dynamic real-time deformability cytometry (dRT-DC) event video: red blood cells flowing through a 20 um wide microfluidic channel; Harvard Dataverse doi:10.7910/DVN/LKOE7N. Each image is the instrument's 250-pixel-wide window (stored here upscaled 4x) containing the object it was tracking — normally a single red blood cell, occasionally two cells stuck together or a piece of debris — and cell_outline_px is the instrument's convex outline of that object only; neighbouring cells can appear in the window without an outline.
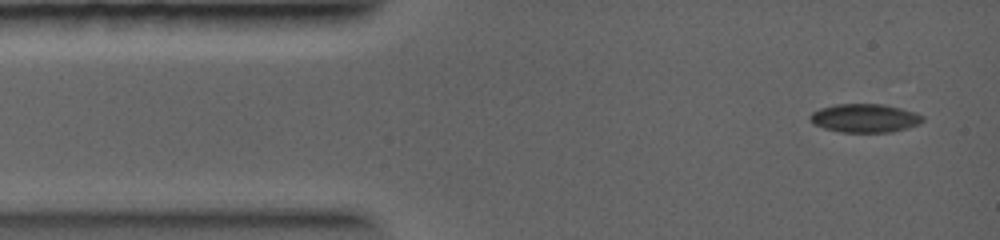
{"species": "common noctule bat (a hibernating species)", "species_latin": "Nyctalus noctula", "temperature_condition": "warm", "stored_images_in_passage": 17, "camera_frame_rate_fps": 5000, "um_per_image_px": 0.085, "animal": {"sex": "female", "body_mass_g": 19.0, "forearm_length_mm": 56.7}, "frame": {"image": 1, "passage_image": 1, "time_ms": 0.0, "image_size_px": [1000, 240], "cell_outline_px": [[924, 120], [920, 124], [908, 128], [892, 132], [840, 132], [824, 128], [812, 124], [808, 120], [808, 116], [812, 112], [820, 108], [836, 104], [884, 104], [916, 112], [924, 116]], "centroid_in_image_um": [73.5, 10.04], "position_along_channel_um": 11.5, "area_um2": 19.02}}
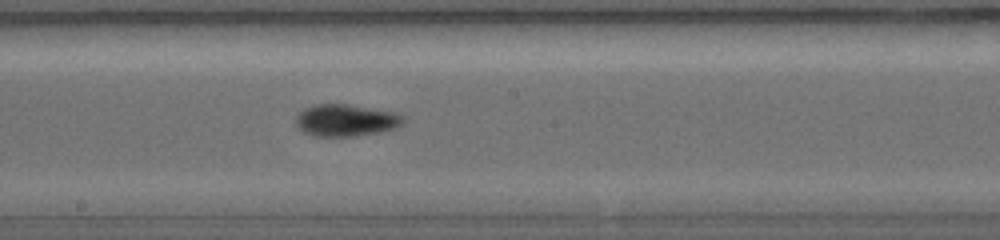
{"frame": {"image": 2, "passage_image": 8, "time_ms": 5.2, "image_size_px": [1000, 240], "cell_outline_px": [[404, 124], [396, 128], [380, 132], [356, 136], [316, 136], [304, 132], [296, 124], [296, 116], [304, 108], [316, 104], [348, 104], [396, 112], [404, 116]], "centroid_in_image_um": [29.44, 10.22], "position_along_channel_um": 218.8, "area_um2": 20.11}}
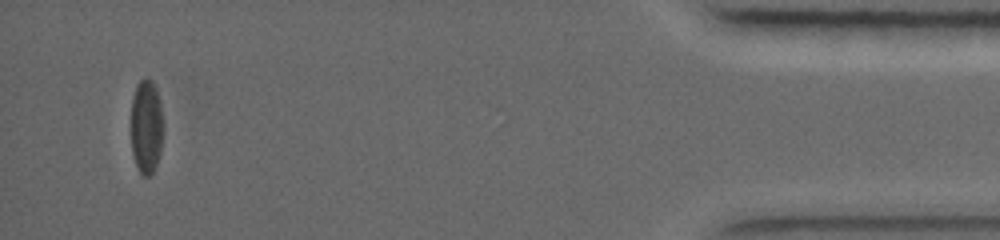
{"frame": {"image": 3, "passage_image": 17, "time_ms": 10.8, "image_size_px": [1000, 240], "cell_outline_px": [[164, 128], [160, 152], [156, 164], [152, 172], [148, 176], [144, 176], [140, 172], [136, 164], [132, 152], [132, 96], [136, 84], [144, 76], [148, 76], [152, 80], [156, 88], [160, 104]], "centroid_in_image_um": [12.45, 10.69], "position_along_channel_um": 422.8, "area_um2": 17.8}}